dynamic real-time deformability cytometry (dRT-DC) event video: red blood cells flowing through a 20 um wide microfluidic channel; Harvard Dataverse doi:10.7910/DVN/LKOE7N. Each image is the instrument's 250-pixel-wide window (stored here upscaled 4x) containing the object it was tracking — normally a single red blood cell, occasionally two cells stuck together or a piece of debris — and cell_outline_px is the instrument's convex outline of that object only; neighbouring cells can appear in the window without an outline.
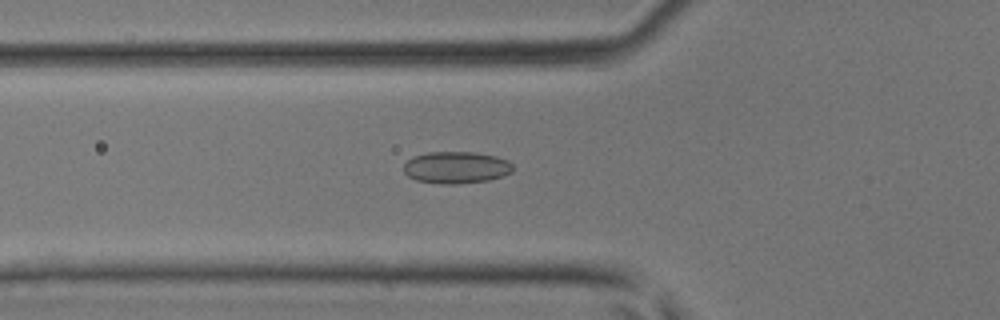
{"species": "common noctule bat (a hibernating species)", "species_latin": "Nyctalus noctula", "temperature_condition": "room temperature", "stored_images_in_passage": 38, "camera_frame_rate_fps": 3000, "um_per_image_px": 0.085, "animal": {"sex": "male", "body_mass_g": 17.9, "forearm_length_mm": 54.2}, "frame": {"image": 1, "passage_image": 9, "time_ms": 2.667, "image_size_px": [1000, 320], "cell_outline_px": [[512, 172], [504, 176], [488, 180], [456, 184], [440, 184], [416, 180], [408, 176], [404, 172], [404, 164], [412, 156], [428, 152], [476, 152], [496, 156], [508, 160], [512, 164]], "centroid_in_image_um": [38.78, 14.23], "position_along_channel_um": 87.0, "area_um2": 20.46}}
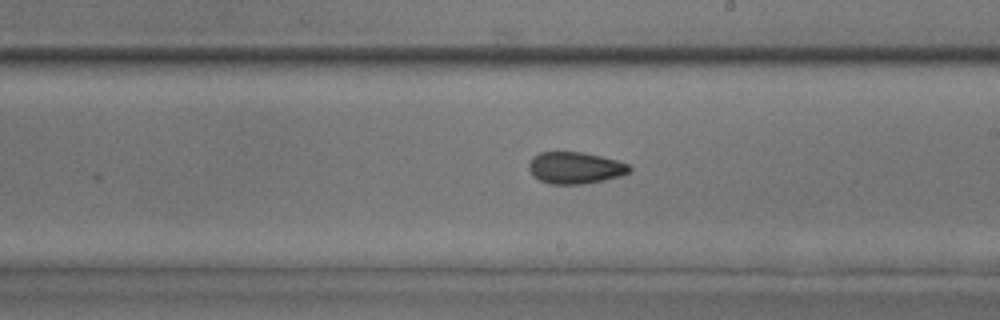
{"frame": {"image": 2, "passage_image": 19, "time_ms": 6.0, "image_size_px": [1000, 320], "cell_outline_px": [[632, 168], [628, 172], [620, 176], [604, 180], [580, 184], [548, 184], [532, 176], [528, 168], [528, 164], [532, 156], [540, 152], [584, 152], [616, 160], [628, 164]], "centroid_in_image_um": [48.84, 14.26], "position_along_channel_um": 240.2, "area_um2": 18.67}}
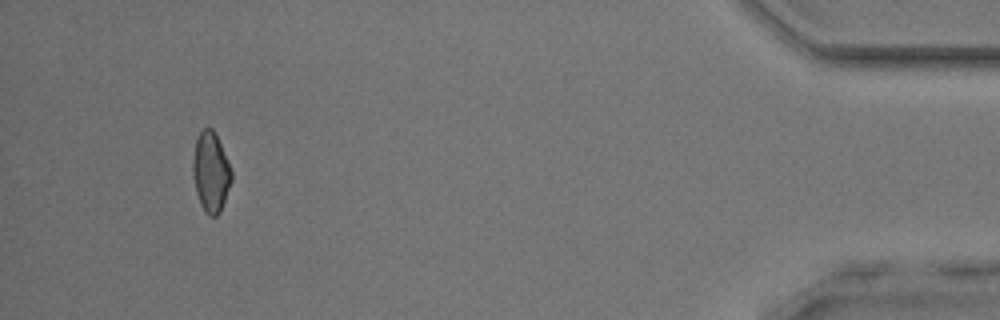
{"frame": {"image": 3, "passage_image": 35, "time_ms": 11.333, "image_size_px": [1000, 320], "cell_outline_px": [[232, 180], [220, 212], [216, 216], [208, 216], [204, 212], [200, 204], [196, 192], [192, 172], [192, 160], [196, 140], [200, 132], [204, 128], [212, 128], [220, 144], [232, 172]], "centroid_in_image_um": [17.9, 14.66], "position_along_channel_um": 417.3, "area_um2": 17.86}}